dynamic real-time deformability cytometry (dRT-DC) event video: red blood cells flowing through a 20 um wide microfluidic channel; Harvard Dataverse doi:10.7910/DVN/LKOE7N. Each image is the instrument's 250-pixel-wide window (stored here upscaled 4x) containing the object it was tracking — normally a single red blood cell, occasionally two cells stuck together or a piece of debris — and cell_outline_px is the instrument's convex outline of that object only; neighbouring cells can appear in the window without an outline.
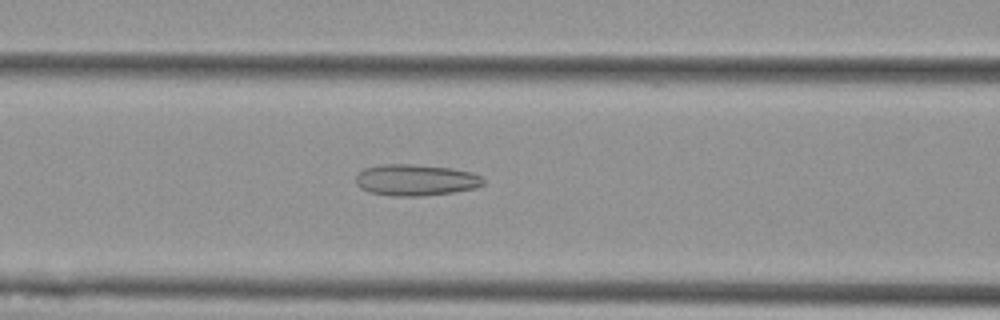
{"species": "Egyptian fruit bat (a non-hibernating species)", "species_latin": "Rousettus aegyptiacus", "temperature_condition": "cold", "stored_images_in_passage": 49, "camera_frame_rate_fps": 3000, "um_per_image_px": 0.085, "animal": {"sex": "female"}, "frame": {"image": 1, "passage_image": 20, "time_ms": 6.333, "image_size_px": [1000, 320], "cell_outline_px": [[484, 184], [476, 188], [452, 192], [420, 196], [392, 196], [368, 192], [360, 188], [356, 184], [356, 176], [364, 168], [380, 164], [412, 164], [452, 168], [472, 172], [480, 176], [484, 180]], "centroid_in_image_um": [35.32, 15.3], "position_along_channel_um": 131.3, "area_um2": 23.41}}
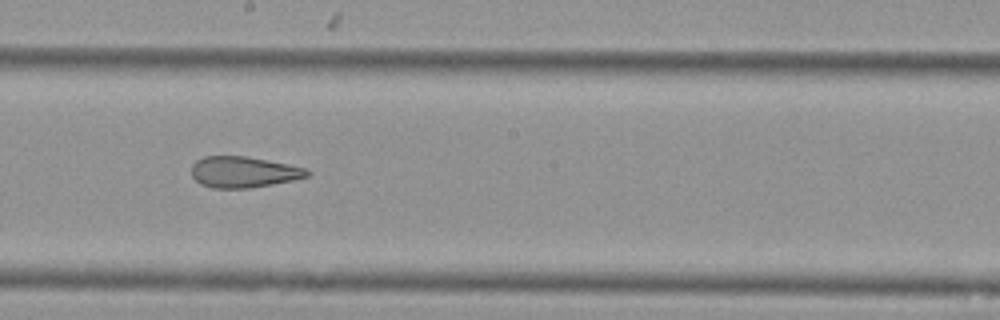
{"frame": {"image": 2, "passage_image": 28, "time_ms": 9.0, "image_size_px": [1000, 320], "cell_outline_px": [[312, 172], [308, 176], [292, 180], [272, 184], [248, 188], [212, 188], [200, 184], [192, 176], [192, 164], [196, 160], [204, 156], [248, 156], [288, 164], [304, 168]], "centroid_in_image_um": [20.68, 14.61], "position_along_channel_um": 227.5, "area_um2": 20.92}}
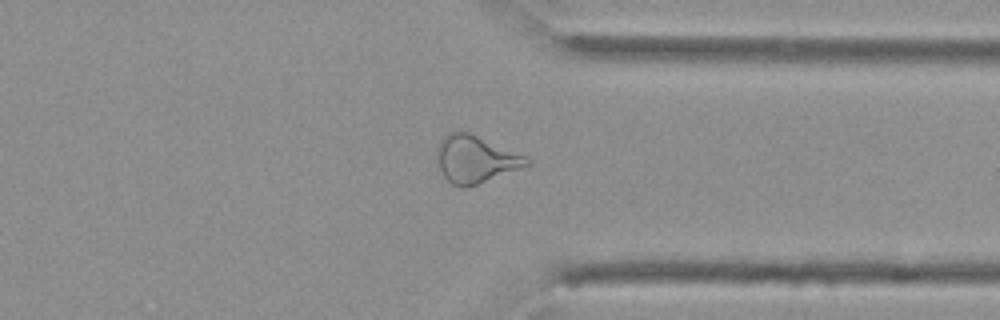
{"frame": {"image": 3, "passage_image": 40, "time_ms": 13.0, "image_size_px": [1000, 320], "cell_outline_px": [[532, 164], [476, 184], [464, 188], [460, 188], [452, 184], [444, 176], [436, 160], [436, 148], [440, 140], [448, 132], [468, 132], [524, 156], [532, 160]], "centroid_in_image_um": [40.37, 13.54], "position_along_channel_um": 371.0, "area_um2": 24.33}}